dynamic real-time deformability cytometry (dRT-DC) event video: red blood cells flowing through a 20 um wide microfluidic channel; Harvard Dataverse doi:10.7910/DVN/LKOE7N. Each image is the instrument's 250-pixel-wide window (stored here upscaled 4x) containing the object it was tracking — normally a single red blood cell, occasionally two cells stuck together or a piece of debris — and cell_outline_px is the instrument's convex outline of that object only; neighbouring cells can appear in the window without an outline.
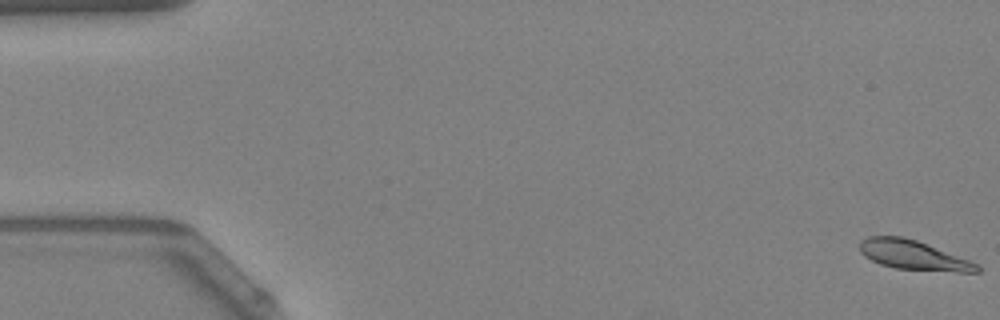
{"species": "Egyptian fruit bat (a non-hibernating species)", "species_latin": "Rousettus aegyptiacus", "temperature_condition": "warm", "stored_images_in_passage": 54, "camera_frame_rate_fps": 3000, "um_per_image_px": 0.085, "animal": {"sex": "female"}, "frame": {"image": 1, "passage_image": 1, "time_ms": 0.0, "image_size_px": [1000, 320], "cell_outline_px": [[980, 272], [956, 272], [896, 268], [880, 264], [864, 256], [860, 252], [860, 240], [868, 236], [900, 236], [916, 240], [980, 264]], "centroid_in_image_um": [77.63, 21.69], "position_along_channel_um": 7.4, "area_um2": 20.0}}
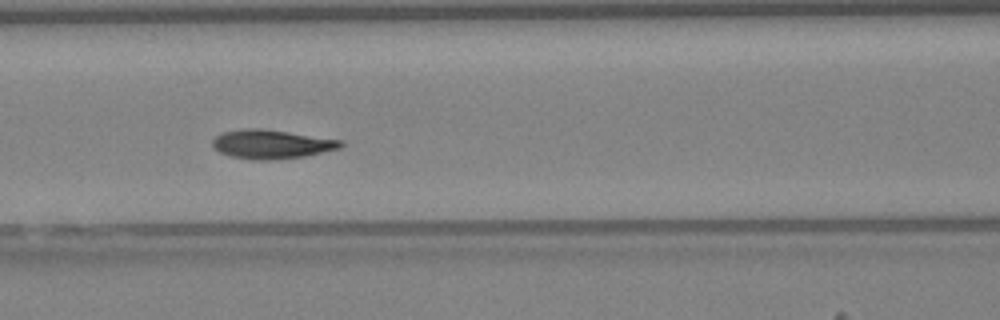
{"frame": {"image": 2, "passage_image": 24, "time_ms": 7.667, "image_size_px": [1000, 320], "cell_outline_px": [[344, 144], [340, 148], [304, 156], [272, 160], [252, 160], [228, 156], [220, 152], [212, 144], [212, 140], [220, 132], [244, 128], [260, 128], [344, 140]], "centroid_in_image_um": [23.06, 12.25], "position_along_channel_um": 143.5, "area_um2": 21.73}}
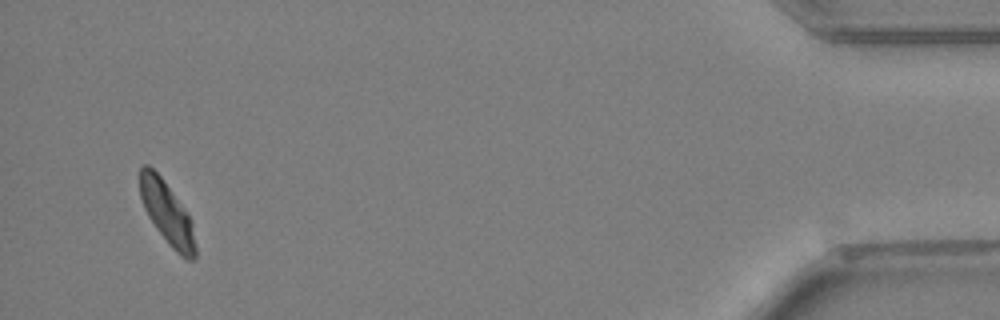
{"frame": {"image": 3, "passage_image": 52, "time_ms": 17.0, "image_size_px": [1000, 320], "cell_outline_px": [[196, 260], [188, 260], [180, 256], [168, 244], [148, 216], [144, 208], [140, 196], [140, 168], [144, 164], [148, 164], [160, 176], [188, 216], [192, 224], [196, 248]], "centroid_in_image_um": [14.19, 18.15], "position_along_channel_um": 421.0, "area_um2": 19.71}, "authors_computed_cell_mechanics": {"area_um2": 20.9814, "velocity_mm_per_s": 3.8283, "shape_relaxation_time_tau1_ms": 3.2722, "shape_relaxation_time_tau2_ms": 1.5007, "deformation_change_tau1": 0.1326, "deformation_change_tau2": 0.0457}}